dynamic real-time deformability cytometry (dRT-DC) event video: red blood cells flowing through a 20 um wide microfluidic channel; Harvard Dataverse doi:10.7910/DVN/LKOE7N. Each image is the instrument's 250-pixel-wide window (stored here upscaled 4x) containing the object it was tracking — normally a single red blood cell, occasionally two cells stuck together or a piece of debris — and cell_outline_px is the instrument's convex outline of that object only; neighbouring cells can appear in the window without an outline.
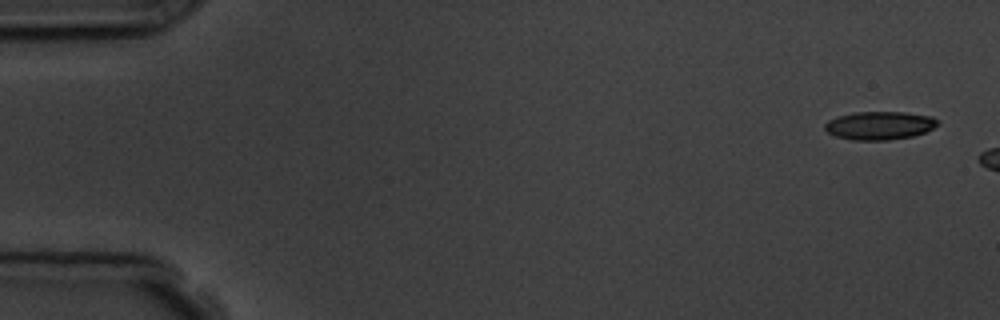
{"species": "common noctule bat (a hibernating species)", "species_latin": "Nyctalus noctula", "temperature_condition": "room temperature", "stored_images_in_passage": 3, "camera_frame_rate_fps": 3000, "um_per_image_px": 0.085, "animal": {"sex": "male", "body_mass_g": 19.5, "forearm_length_mm": 54.6}, "frame": {"image": 1, "passage_image": 1, "time_ms": 0.0, "image_size_px": [1000, 320], "cell_outline_px": [[940, 124], [924, 132], [912, 136], [888, 140], [852, 140], [836, 136], [828, 132], [824, 128], [824, 124], [828, 120], [836, 116], [856, 112], [904, 112], [932, 116], [940, 120]], "centroid_in_image_um": [74.77, 10.66], "position_along_channel_um": 10.2, "area_um2": 18.67}}